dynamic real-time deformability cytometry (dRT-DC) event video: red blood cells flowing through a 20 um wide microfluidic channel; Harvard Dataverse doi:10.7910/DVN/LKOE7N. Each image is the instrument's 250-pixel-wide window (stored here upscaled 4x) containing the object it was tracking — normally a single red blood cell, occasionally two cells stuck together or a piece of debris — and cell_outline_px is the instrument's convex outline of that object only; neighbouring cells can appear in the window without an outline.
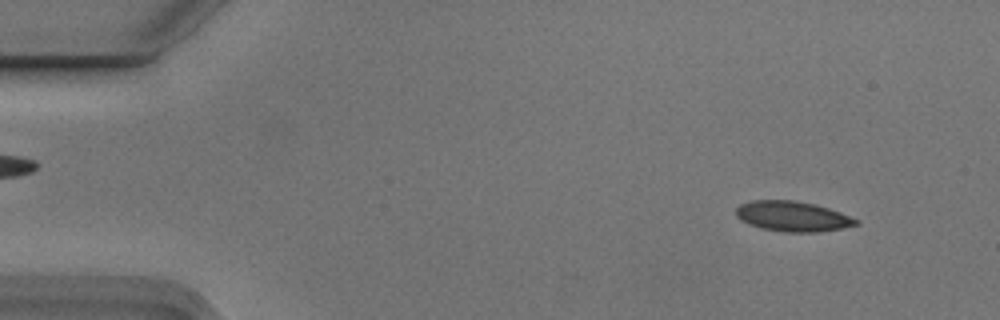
{"species": "Egyptian fruit bat (a non-hibernating species)", "species_latin": "Rousettus aegyptiacus", "temperature_condition": "cold", "stored_images_in_passage": 4, "camera_frame_rate_fps": 3000, "um_per_image_px": 0.085, "animal": {"sex": "male"}, "frame": {"image": 1, "passage_image": 1, "time_ms": 0.0, "image_size_px": [1000, 320], "cell_outline_px": [[860, 224], [840, 228], [816, 232], [784, 232], [764, 228], [748, 224], [740, 220], [736, 216], [736, 208], [740, 204], [752, 200], [796, 200], [816, 204], [840, 212], [860, 220]], "centroid_in_image_um": [67.37, 18.38], "position_along_channel_um": 17.6, "area_um2": 21.15}}
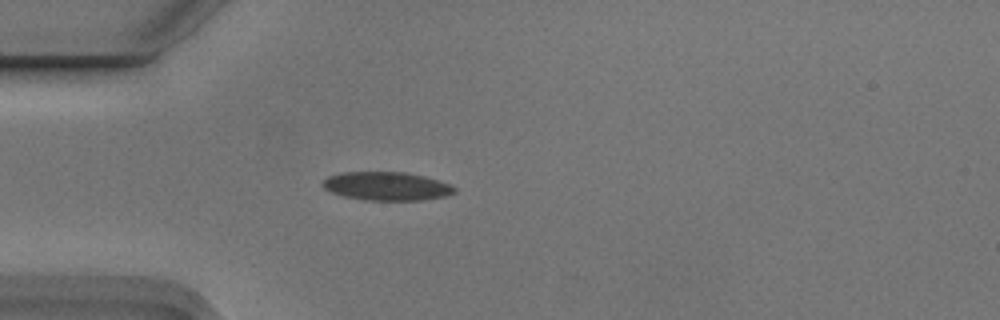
{"frame": {"image": 2, "passage_image": 4, "time_ms": 1.0, "image_size_px": [1000, 320], "cell_outline_px": [[456, 192], [448, 196], [420, 200], [364, 200], [344, 196], [332, 192], [324, 188], [320, 184], [328, 176], [340, 172], [404, 172], [424, 176], [448, 184], [456, 188]], "centroid_in_image_um": [32.85, 15.82], "position_along_channel_um": 52.2, "area_um2": 21.85}}